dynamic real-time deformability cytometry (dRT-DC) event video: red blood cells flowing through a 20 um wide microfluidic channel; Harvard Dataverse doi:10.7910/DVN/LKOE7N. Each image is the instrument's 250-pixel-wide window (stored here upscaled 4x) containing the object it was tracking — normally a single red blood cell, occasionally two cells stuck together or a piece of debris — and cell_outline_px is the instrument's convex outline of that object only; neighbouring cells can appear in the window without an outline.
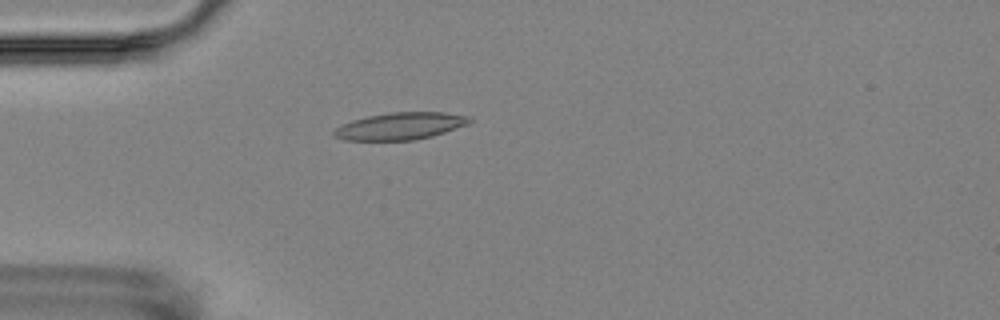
{"species": "Egyptian fruit bat (a non-hibernating species)", "species_latin": "Rousettus aegyptiacus", "temperature_condition": "room temperature", "stored_images_in_passage": 4, "camera_frame_rate_fps": 3000, "um_per_image_px": 0.085, "animal": {"sex": "female"}, "frame": {"image": 1, "passage_image": 4, "time_ms": 4.333, "image_size_px": [1000, 320], "cell_outline_px": [[472, 120], [468, 124], [432, 136], [416, 140], [344, 140], [332, 136], [332, 132], [336, 128], [352, 120], [368, 116], [392, 112], [444, 112], [468, 116]], "centroid_in_image_um": [34.01, 10.72], "position_along_channel_um": 51.0, "area_um2": 21.33}}